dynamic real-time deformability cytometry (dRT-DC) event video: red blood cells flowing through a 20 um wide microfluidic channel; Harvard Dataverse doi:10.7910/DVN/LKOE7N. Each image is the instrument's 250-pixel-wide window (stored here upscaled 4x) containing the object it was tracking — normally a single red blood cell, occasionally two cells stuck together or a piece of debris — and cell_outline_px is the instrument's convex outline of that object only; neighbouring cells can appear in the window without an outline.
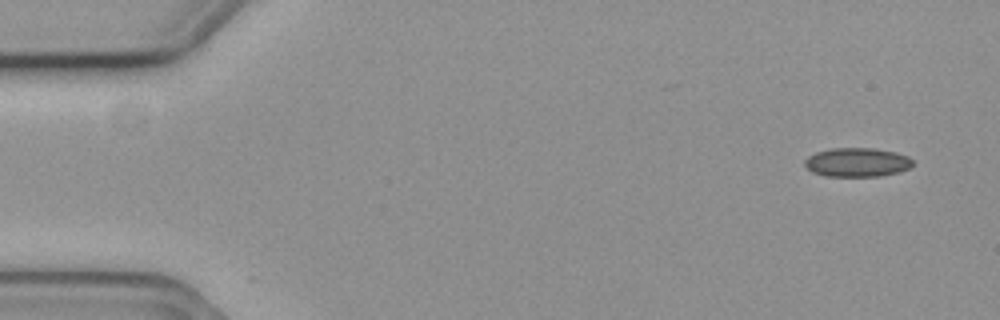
{"species": "common noctule bat (a hibernating species)", "species_latin": "Nyctalus noctula", "temperature_condition": "cold", "stored_images_in_passage": 52, "camera_frame_rate_fps": 3000, "um_per_image_px": 0.085, "animal": {"sex": "female", "body_mass_g": 19.3, "forearm_length_mm": 54.1}, "frame": {"image": 1, "passage_image": 1, "time_ms": 0.0, "image_size_px": [1000, 320], "cell_outline_px": [[912, 168], [900, 172], [880, 176], [824, 176], [812, 172], [804, 164], [804, 160], [808, 156], [816, 152], [832, 148], [872, 148], [896, 152], [908, 156], [912, 160]], "centroid_in_image_um": [72.87, 13.8], "position_along_channel_um": 12.1, "area_um2": 18.38}}
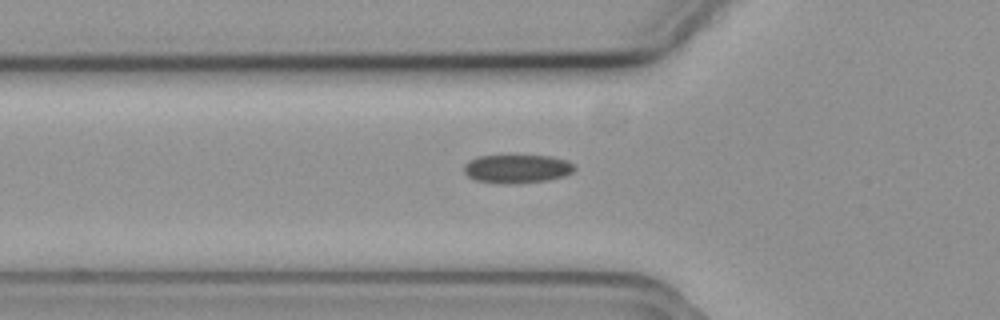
{"frame": {"image": 2, "passage_image": 17, "time_ms": 5.333, "image_size_px": [1000, 320], "cell_outline_px": [[576, 168], [572, 172], [564, 176], [548, 180], [508, 184], [476, 180], [468, 176], [464, 172], [464, 164], [476, 156], [548, 156], [568, 160]], "centroid_in_image_um": [43.95, 14.34], "position_along_channel_um": 81.9, "area_um2": 18.21}}
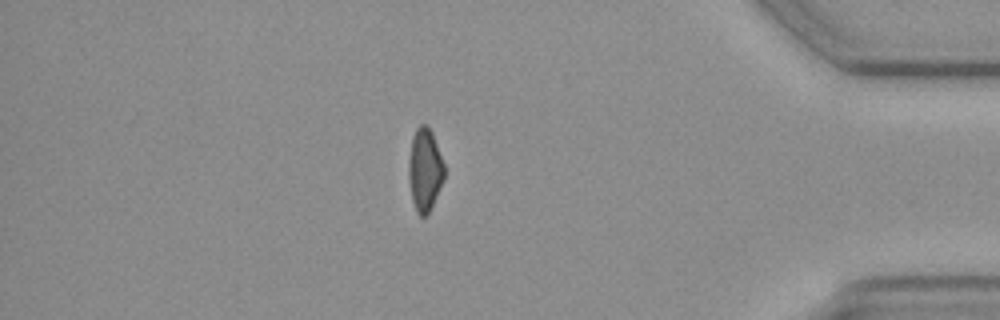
{"frame": {"image": 3, "passage_image": 46, "time_ms": 15.0, "image_size_px": [1000, 320], "cell_outline_px": [[444, 180], [428, 216], [420, 216], [416, 212], [412, 200], [408, 180], [408, 164], [412, 136], [416, 128], [420, 124], [428, 124], [432, 132], [444, 164]], "centroid_in_image_um": [36.1, 14.44], "position_along_channel_um": 399.1, "area_um2": 17.51}}